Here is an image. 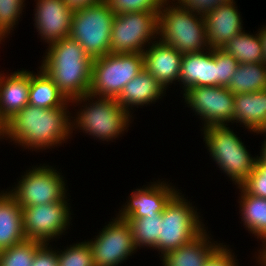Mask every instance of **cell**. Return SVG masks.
Segmentation results:
<instances>
[{
  "instance_id": "6da1fadb",
  "label": "cell",
  "mask_w": 266,
  "mask_h": 266,
  "mask_svg": "<svg viewBox=\"0 0 266 266\" xmlns=\"http://www.w3.org/2000/svg\"><path fill=\"white\" fill-rule=\"evenodd\" d=\"M70 106V101L53 109L28 104L5 123L3 140L35 152L67 143L72 137Z\"/></svg>"
},
{
  "instance_id": "7a4b0ae2",
  "label": "cell",
  "mask_w": 266,
  "mask_h": 266,
  "mask_svg": "<svg viewBox=\"0 0 266 266\" xmlns=\"http://www.w3.org/2000/svg\"><path fill=\"white\" fill-rule=\"evenodd\" d=\"M41 60L43 71L68 101L89 93L93 59L70 37L49 44Z\"/></svg>"
},
{
  "instance_id": "3957f363",
  "label": "cell",
  "mask_w": 266,
  "mask_h": 266,
  "mask_svg": "<svg viewBox=\"0 0 266 266\" xmlns=\"http://www.w3.org/2000/svg\"><path fill=\"white\" fill-rule=\"evenodd\" d=\"M70 104L81 107L76 109L75 117L71 116L72 136L73 130L79 129L78 132L83 131L82 133L92 136L94 140L113 142L127 133L134 121V117L122 108L116 99L86 94L71 100Z\"/></svg>"
},
{
  "instance_id": "277c9868",
  "label": "cell",
  "mask_w": 266,
  "mask_h": 266,
  "mask_svg": "<svg viewBox=\"0 0 266 266\" xmlns=\"http://www.w3.org/2000/svg\"><path fill=\"white\" fill-rule=\"evenodd\" d=\"M200 131L209 156L236 187L240 186L255 168L258 154L251 156L229 125H210Z\"/></svg>"
},
{
  "instance_id": "5b68a950",
  "label": "cell",
  "mask_w": 266,
  "mask_h": 266,
  "mask_svg": "<svg viewBox=\"0 0 266 266\" xmlns=\"http://www.w3.org/2000/svg\"><path fill=\"white\" fill-rule=\"evenodd\" d=\"M158 39L182 54L210 48L203 15L185 10L174 0H167L159 11Z\"/></svg>"
},
{
  "instance_id": "8992f818",
  "label": "cell",
  "mask_w": 266,
  "mask_h": 266,
  "mask_svg": "<svg viewBox=\"0 0 266 266\" xmlns=\"http://www.w3.org/2000/svg\"><path fill=\"white\" fill-rule=\"evenodd\" d=\"M181 192L179 190L170 199L161 213L159 257L191 242L207 228L202 222L203 217L199 215L197 207Z\"/></svg>"
},
{
  "instance_id": "52a82bcc",
  "label": "cell",
  "mask_w": 266,
  "mask_h": 266,
  "mask_svg": "<svg viewBox=\"0 0 266 266\" xmlns=\"http://www.w3.org/2000/svg\"><path fill=\"white\" fill-rule=\"evenodd\" d=\"M144 69L143 53H109L93 59L89 93L117 99L124 86Z\"/></svg>"
},
{
  "instance_id": "ba28073f",
  "label": "cell",
  "mask_w": 266,
  "mask_h": 266,
  "mask_svg": "<svg viewBox=\"0 0 266 266\" xmlns=\"http://www.w3.org/2000/svg\"><path fill=\"white\" fill-rule=\"evenodd\" d=\"M25 171L17 184L6 189L21 208L64 201L70 196L67 180L55 166L37 164Z\"/></svg>"
},
{
  "instance_id": "9c48e42d",
  "label": "cell",
  "mask_w": 266,
  "mask_h": 266,
  "mask_svg": "<svg viewBox=\"0 0 266 266\" xmlns=\"http://www.w3.org/2000/svg\"><path fill=\"white\" fill-rule=\"evenodd\" d=\"M115 13L103 0L81 10L72 17L70 38L77 41L92 58L110 53L112 24Z\"/></svg>"
},
{
  "instance_id": "30bf717a",
  "label": "cell",
  "mask_w": 266,
  "mask_h": 266,
  "mask_svg": "<svg viewBox=\"0 0 266 266\" xmlns=\"http://www.w3.org/2000/svg\"><path fill=\"white\" fill-rule=\"evenodd\" d=\"M158 14L149 11L115 14L110 53H143L158 39Z\"/></svg>"
},
{
  "instance_id": "8fae6325",
  "label": "cell",
  "mask_w": 266,
  "mask_h": 266,
  "mask_svg": "<svg viewBox=\"0 0 266 266\" xmlns=\"http://www.w3.org/2000/svg\"><path fill=\"white\" fill-rule=\"evenodd\" d=\"M69 200L67 197L64 201L23 207L25 238L50 244L56 239L58 241L62 234H67L65 231L70 227L73 215Z\"/></svg>"
},
{
  "instance_id": "7c38bea8",
  "label": "cell",
  "mask_w": 266,
  "mask_h": 266,
  "mask_svg": "<svg viewBox=\"0 0 266 266\" xmlns=\"http://www.w3.org/2000/svg\"><path fill=\"white\" fill-rule=\"evenodd\" d=\"M110 220L93 240H87L95 266H121L138 251L127 220L117 216Z\"/></svg>"
},
{
  "instance_id": "4fadbf2b",
  "label": "cell",
  "mask_w": 266,
  "mask_h": 266,
  "mask_svg": "<svg viewBox=\"0 0 266 266\" xmlns=\"http://www.w3.org/2000/svg\"><path fill=\"white\" fill-rule=\"evenodd\" d=\"M184 103L199 116L202 128L210 125H232L235 95L221 86H196L182 92ZM203 121V122H202Z\"/></svg>"
},
{
  "instance_id": "5bb4252c",
  "label": "cell",
  "mask_w": 266,
  "mask_h": 266,
  "mask_svg": "<svg viewBox=\"0 0 266 266\" xmlns=\"http://www.w3.org/2000/svg\"><path fill=\"white\" fill-rule=\"evenodd\" d=\"M147 185V186H146ZM132 191L116 216L120 219L160 215L170 199L179 191L175 185L156 180ZM146 186V187H145Z\"/></svg>"
},
{
  "instance_id": "9a60e30c",
  "label": "cell",
  "mask_w": 266,
  "mask_h": 266,
  "mask_svg": "<svg viewBox=\"0 0 266 266\" xmlns=\"http://www.w3.org/2000/svg\"><path fill=\"white\" fill-rule=\"evenodd\" d=\"M34 28L46 44L67 38L71 33L73 11L64 0H35Z\"/></svg>"
},
{
  "instance_id": "2e32d148",
  "label": "cell",
  "mask_w": 266,
  "mask_h": 266,
  "mask_svg": "<svg viewBox=\"0 0 266 266\" xmlns=\"http://www.w3.org/2000/svg\"><path fill=\"white\" fill-rule=\"evenodd\" d=\"M236 1L224 3L203 15L207 43L212 49H222L234 36L245 30Z\"/></svg>"
},
{
  "instance_id": "e0dca14e",
  "label": "cell",
  "mask_w": 266,
  "mask_h": 266,
  "mask_svg": "<svg viewBox=\"0 0 266 266\" xmlns=\"http://www.w3.org/2000/svg\"><path fill=\"white\" fill-rule=\"evenodd\" d=\"M144 68L165 88L179 82L183 54L161 42L153 41L143 52Z\"/></svg>"
},
{
  "instance_id": "ac0fdd59",
  "label": "cell",
  "mask_w": 266,
  "mask_h": 266,
  "mask_svg": "<svg viewBox=\"0 0 266 266\" xmlns=\"http://www.w3.org/2000/svg\"><path fill=\"white\" fill-rule=\"evenodd\" d=\"M180 84L181 93L196 86H217L216 49L183 54Z\"/></svg>"
},
{
  "instance_id": "d6986e66",
  "label": "cell",
  "mask_w": 266,
  "mask_h": 266,
  "mask_svg": "<svg viewBox=\"0 0 266 266\" xmlns=\"http://www.w3.org/2000/svg\"><path fill=\"white\" fill-rule=\"evenodd\" d=\"M0 72V119L5 124L29 104L30 70Z\"/></svg>"
},
{
  "instance_id": "ffe728a7",
  "label": "cell",
  "mask_w": 266,
  "mask_h": 266,
  "mask_svg": "<svg viewBox=\"0 0 266 266\" xmlns=\"http://www.w3.org/2000/svg\"><path fill=\"white\" fill-rule=\"evenodd\" d=\"M165 94L166 89L144 68L124 86L116 101L133 116V109L155 104Z\"/></svg>"
},
{
  "instance_id": "44dd1931",
  "label": "cell",
  "mask_w": 266,
  "mask_h": 266,
  "mask_svg": "<svg viewBox=\"0 0 266 266\" xmlns=\"http://www.w3.org/2000/svg\"><path fill=\"white\" fill-rule=\"evenodd\" d=\"M207 230L205 229L191 242L165 253L160 257L162 266H204L224 244L210 238L211 233Z\"/></svg>"
},
{
  "instance_id": "7402d4cb",
  "label": "cell",
  "mask_w": 266,
  "mask_h": 266,
  "mask_svg": "<svg viewBox=\"0 0 266 266\" xmlns=\"http://www.w3.org/2000/svg\"><path fill=\"white\" fill-rule=\"evenodd\" d=\"M234 123L243 125L250 133H257L266 121V89L257 92L235 94Z\"/></svg>"
},
{
  "instance_id": "603a6c76",
  "label": "cell",
  "mask_w": 266,
  "mask_h": 266,
  "mask_svg": "<svg viewBox=\"0 0 266 266\" xmlns=\"http://www.w3.org/2000/svg\"><path fill=\"white\" fill-rule=\"evenodd\" d=\"M22 208L3 189L0 192V250L25 240Z\"/></svg>"
},
{
  "instance_id": "cb8c5ba5",
  "label": "cell",
  "mask_w": 266,
  "mask_h": 266,
  "mask_svg": "<svg viewBox=\"0 0 266 266\" xmlns=\"http://www.w3.org/2000/svg\"><path fill=\"white\" fill-rule=\"evenodd\" d=\"M237 189H240L238 203L241 223L255 238L261 242L266 240V199L248 194L241 186Z\"/></svg>"
},
{
  "instance_id": "d4e9b609",
  "label": "cell",
  "mask_w": 266,
  "mask_h": 266,
  "mask_svg": "<svg viewBox=\"0 0 266 266\" xmlns=\"http://www.w3.org/2000/svg\"><path fill=\"white\" fill-rule=\"evenodd\" d=\"M38 69L37 73L30 71L29 104L46 109L63 107L68 100L46 72Z\"/></svg>"
},
{
  "instance_id": "484cf974",
  "label": "cell",
  "mask_w": 266,
  "mask_h": 266,
  "mask_svg": "<svg viewBox=\"0 0 266 266\" xmlns=\"http://www.w3.org/2000/svg\"><path fill=\"white\" fill-rule=\"evenodd\" d=\"M227 88L234 95L266 89V65L239 63Z\"/></svg>"
},
{
  "instance_id": "4316f807",
  "label": "cell",
  "mask_w": 266,
  "mask_h": 266,
  "mask_svg": "<svg viewBox=\"0 0 266 266\" xmlns=\"http://www.w3.org/2000/svg\"><path fill=\"white\" fill-rule=\"evenodd\" d=\"M222 50L233 56L238 63L252 64L263 62L259 29L256 34L245 32V30L242 31L229 40Z\"/></svg>"
},
{
  "instance_id": "83f0119b",
  "label": "cell",
  "mask_w": 266,
  "mask_h": 266,
  "mask_svg": "<svg viewBox=\"0 0 266 266\" xmlns=\"http://www.w3.org/2000/svg\"><path fill=\"white\" fill-rule=\"evenodd\" d=\"M126 220L131 227L136 249L140 250L147 247V249L157 250L158 252L160 224L162 222L161 214L141 218H127Z\"/></svg>"
},
{
  "instance_id": "f1b7e54d",
  "label": "cell",
  "mask_w": 266,
  "mask_h": 266,
  "mask_svg": "<svg viewBox=\"0 0 266 266\" xmlns=\"http://www.w3.org/2000/svg\"><path fill=\"white\" fill-rule=\"evenodd\" d=\"M42 244L40 241L25 239L0 250V266H32L36 250Z\"/></svg>"
},
{
  "instance_id": "f546056e",
  "label": "cell",
  "mask_w": 266,
  "mask_h": 266,
  "mask_svg": "<svg viewBox=\"0 0 266 266\" xmlns=\"http://www.w3.org/2000/svg\"><path fill=\"white\" fill-rule=\"evenodd\" d=\"M57 262L58 266H95L87 240L67 245L63 250L57 248Z\"/></svg>"
},
{
  "instance_id": "4dcf8cb0",
  "label": "cell",
  "mask_w": 266,
  "mask_h": 266,
  "mask_svg": "<svg viewBox=\"0 0 266 266\" xmlns=\"http://www.w3.org/2000/svg\"><path fill=\"white\" fill-rule=\"evenodd\" d=\"M26 0H0V34L4 38L17 27L23 15Z\"/></svg>"
},
{
  "instance_id": "1f68e13d",
  "label": "cell",
  "mask_w": 266,
  "mask_h": 266,
  "mask_svg": "<svg viewBox=\"0 0 266 266\" xmlns=\"http://www.w3.org/2000/svg\"><path fill=\"white\" fill-rule=\"evenodd\" d=\"M115 14L128 12H159L167 0H105Z\"/></svg>"
},
{
  "instance_id": "d6a6232c",
  "label": "cell",
  "mask_w": 266,
  "mask_h": 266,
  "mask_svg": "<svg viewBox=\"0 0 266 266\" xmlns=\"http://www.w3.org/2000/svg\"><path fill=\"white\" fill-rule=\"evenodd\" d=\"M238 64V61L233 56L222 49H216L217 86H228Z\"/></svg>"
},
{
  "instance_id": "836d02e7",
  "label": "cell",
  "mask_w": 266,
  "mask_h": 266,
  "mask_svg": "<svg viewBox=\"0 0 266 266\" xmlns=\"http://www.w3.org/2000/svg\"><path fill=\"white\" fill-rule=\"evenodd\" d=\"M240 186L248 194L266 199V163H255V168Z\"/></svg>"
},
{
  "instance_id": "e575fe53",
  "label": "cell",
  "mask_w": 266,
  "mask_h": 266,
  "mask_svg": "<svg viewBox=\"0 0 266 266\" xmlns=\"http://www.w3.org/2000/svg\"><path fill=\"white\" fill-rule=\"evenodd\" d=\"M185 10L198 14H206L216 7L231 2L232 0H174Z\"/></svg>"
},
{
  "instance_id": "d590c367",
  "label": "cell",
  "mask_w": 266,
  "mask_h": 266,
  "mask_svg": "<svg viewBox=\"0 0 266 266\" xmlns=\"http://www.w3.org/2000/svg\"><path fill=\"white\" fill-rule=\"evenodd\" d=\"M230 249L229 244H223L205 263L204 266H239L235 252Z\"/></svg>"
},
{
  "instance_id": "8d00e7d4",
  "label": "cell",
  "mask_w": 266,
  "mask_h": 266,
  "mask_svg": "<svg viewBox=\"0 0 266 266\" xmlns=\"http://www.w3.org/2000/svg\"><path fill=\"white\" fill-rule=\"evenodd\" d=\"M32 266H58L55 246L53 248L51 244H42L36 250Z\"/></svg>"
},
{
  "instance_id": "74e56055",
  "label": "cell",
  "mask_w": 266,
  "mask_h": 266,
  "mask_svg": "<svg viewBox=\"0 0 266 266\" xmlns=\"http://www.w3.org/2000/svg\"><path fill=\"white\" fill-rule=\"evenodd\" d=\"M101 1L103 0H64V3L69 7L70 10L75 12Z\"/></svg>"
},
{
  "instance_id": "f35d334b",
  "label": "cell",
  "mask_w": 266,
  "mask_h": 266,
  "mask_svg": "<svg viewBox=\"0 0 266 266\" xmlns=\"http://www.w3.org/2000/svg\"><path fill=\"white\" fill-rule=\"evenodd\" d=\"M262 246V247H261ZM258 252H255L256 254L254 257L256 258L255 261L257 265L259 266H266V240L262 241V244L260 245V249L257 250Z\"/></svg>"
},
{
  "instance_id": "ab89813d",
  "label": "cell",
  "mask_w": 266,
  "mask_h": 266,
  "mask_svg": "<svg viewBox=\"0 0 266 266\" xmlns=\"http://www.w3.org/2000/svg\"><path fill=\"white\" fill-rule=\"evenodd\" d=\"M259 38L262 44L263 63L266 65V25L259 29Z\"/></svg>"
},
{
  "instance_id": "60d3db41",
  "label": "cell",
  "mask_w": 266,
  "mask_h": 266,
  "mask_svg": "<svg viewBox=\"0 0 266 266\" xmlns=\"http://www.w3.org/2000/svg\"><path fill=\"white\" fill-rule=\"evenodd\" d=\"M263 140L260 156H257L256 163H266V138Z\"/></svg>"
},
{
  "instance_id": "b9f144b4",
  "label": "cell",
  "mask_w": 266,
  "mask_h": 266,
  "mask_svg": "<svg viewBox=\"0 0 266 266\" xmlns=\"http://www.w3.org/2000/svg\"><path fill=\"white\" fill-rule=\"evenodd\" d=\"M257 135H264V138H266V121L264 122V124L261 126V128L258 130V132L256 133ZM263 134V135H262Z\"/></svg>"
},
{
  "instance_id": "7bdbcfd3",
  "label": "cell",
  "mask_w": 266,
  "mask_h": 266,
  "mask_svg": "<svg viewBox=\"0 0 266 266\" xmlns=\"http://www.w3.org/2000/svg\"><path fill=\"white\" fill-rule=\"evenodd\" d=\"M5 124L0 119V141L4 138Z\"/></svg>"
},
{
  "instance_id": "ee69618b",
  "label": "cell",
  "mask_w": 266,
  "mask_h": 266,
  "mask_svg": "<svg viewBox=\"0 0 266 266\" xmlns=\"http://www.w3.org/2000/svg\"><path fill=\"white\" fill-rule=\"evenodd\" d=\"M4 40H7V39H5L4 37H2V35L0 34V44H3L1 42H5Z\"/></svg>"
}]
</instances>
